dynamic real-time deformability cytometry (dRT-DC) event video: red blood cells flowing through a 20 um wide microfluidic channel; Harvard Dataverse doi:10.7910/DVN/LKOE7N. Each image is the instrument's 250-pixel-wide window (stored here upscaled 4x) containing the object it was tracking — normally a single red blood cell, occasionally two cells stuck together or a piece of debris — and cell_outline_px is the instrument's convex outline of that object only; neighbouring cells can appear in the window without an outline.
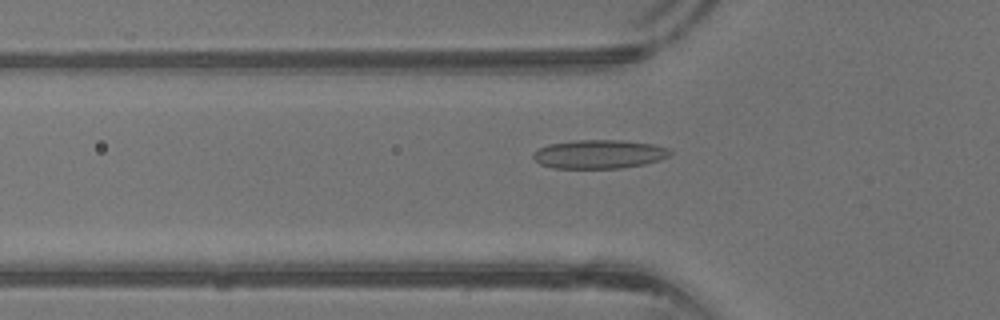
{"species": "common noctule bat (a hibernating species)", "species_latin": "Nyctalus noctula", "temperature_condition": "warm", "stored_images_in_passage": 41, "camera_frame_rate_fps": 3000, "um_per_image_px": 0.085, "animal": {"sex": "male", "body_mass_g": 13.3}, "frame": {"image": 1, "passage_image": 14, "time_ms": 4.333, "image_size_px": [1000, 320], "cell_outline_px": [[672, 152], [668, 156], [660, 160], [644, 164], [620, 168], [552, 168], [540, 164], [532, 156], [532, 152], [548, 144], [576, 140], [624, 140], [656, 144], [668, 148]], "centroid_in_image_um": [50.93, 13.1], "position_along_channel_um": 74.9, "area_um2": 23.06}}
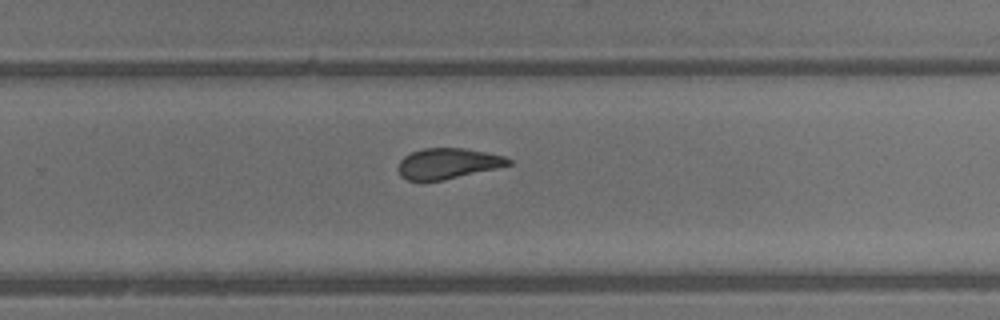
{"frame": {"image": 2, "passage_image": 27, "time_ms": 8.667, "image_size_px": [1000, 320], "cell_outline_px": [[512, 164], [496, 168], [444, 180], [408, 180], [400, 176], [396, 168], [400, 160], [404, 156], [412, 152], [424, 148], [464, 148], [504, 156], [512, 160]], "centroid_in_image_um": [38.03, 13.89], "position_along_channel_um": 291.8, "area_um2": 19.59}}
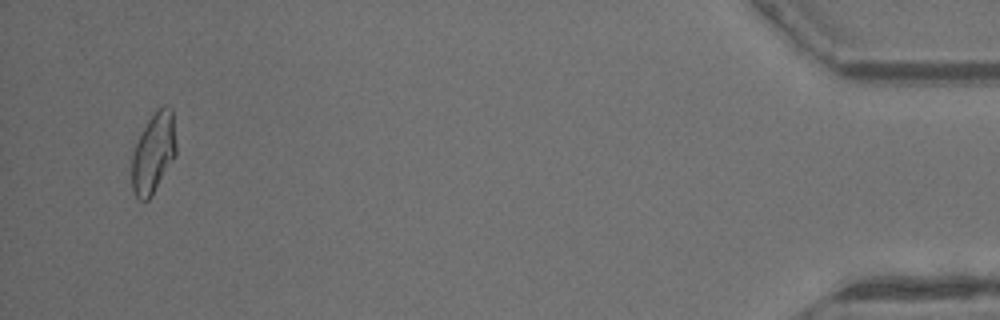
{"frame": {"image": 3, "passage_image": 40, "time_ms": 13.0, "image_size_px": [1000, 320], "cell_outline_px": [[176, 156], [152, 196], [148, 200], [140, 200], [132, 192], [132, 152], [148, 120], [156, 108], [164, 104], [172, 108], [176, 144]], "centroid_in_image_um": [13.06, 13.0], "position_along_channel_um": 422.1, "area_um2": 20.92}, "authors_computed_cell_mechanics": {"area_um2": 21.097, "velocity_mm_per_s": 4.9879, "shape_relaxation_time_tau1_ms": 9.4827, "shape_relaxation_time_tau2_ms": 1.2046, "deformation_change_tau1": 0.271, "deformation_change_tau2": 0.0974}}